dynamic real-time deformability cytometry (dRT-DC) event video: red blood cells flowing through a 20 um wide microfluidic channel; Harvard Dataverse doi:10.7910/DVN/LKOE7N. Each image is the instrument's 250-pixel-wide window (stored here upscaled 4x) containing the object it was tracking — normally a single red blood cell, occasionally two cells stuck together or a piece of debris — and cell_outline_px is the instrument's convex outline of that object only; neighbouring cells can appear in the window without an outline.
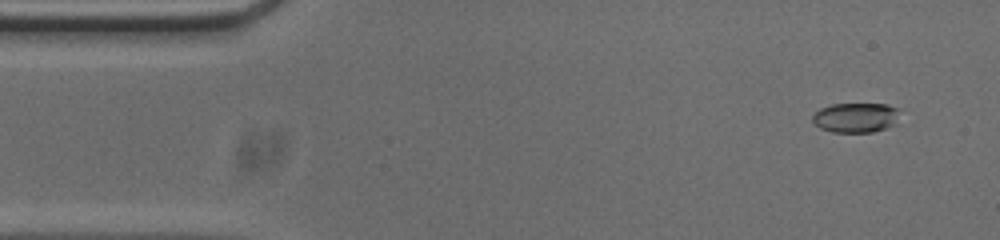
{"species": "common noctule bat (a hibernating species)", "species_latin": "Nyctalus noctula", "temperature_condition": "cold", "stored_images_in_passage": 53, "camera_frame_rate_fps": 3000, "um_per_image_px": 0.085, "animal": {"sex": "male", "body_mass_g": 20.0, "forearm_length_mm": 53.3}, "frame": {"image": 1, "passage_image": 4, "time_ms": 1.0, "image_size_px": [1000, 240], "cell_outline_px": [[900, 108], [892, 124], [884, 128], [872, 132], [832, 132], [820, 128], [812, 120], [812, 116], [820, 108], [832, 104], [888, 104]], "centroid_in_image_um": [72.7, 9.98], "position_along_channel_um": 12.3, "area_um2": 14.91}}
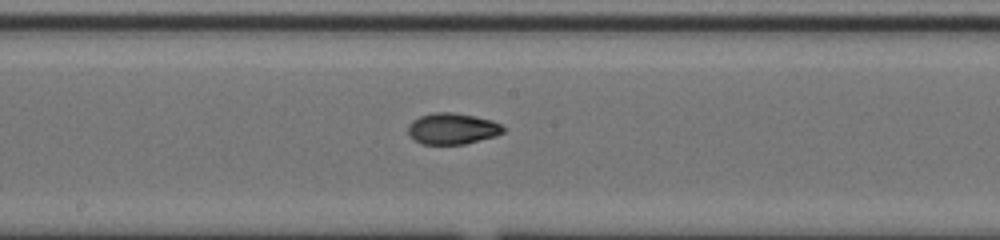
{"frame": {"image": 2, "passage_image": 27, "time_ms": 8.667, "image_size_px": [1000, 240], "cell_outline_px": [[508, 128], [504, 132], [496, 136], [464, 144], [420, 144], [408, 136], [408, 124], [412, 120], [420, 116], [432, 112], [452, 112], [476, 116], [492, 120]], "centroid_in_image_um": [38.45, 10.93], "position_along_channel_um": 209.8, "area_um2": 17.63}}
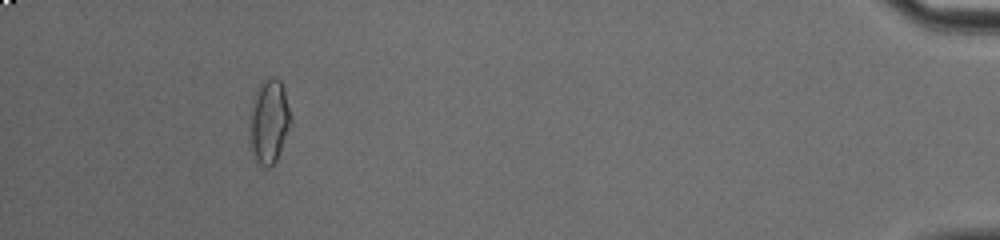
{"frame": {"image": 3, "passage_image": 49, "time_ms": 16.0, "image_size_px": [1000, 240], "cell_outline_px": [[292, 124], [276, 160], [268, 168], [264, 168], [256, 160], [252, 152], [248, 128], [248, 124], [256, 88], [268, 76], [276, 76], [280, 80], [284, 88], [292, 120]], "centroid_in_image_um": [22.87, 10.3], "position_along_channel_um": 412.3, "area_um2": 20.46}, "authors_computed_cell_mechanics": {"area_um2": 16.9932, "velocity_mm_per_s": 3.7935, "shape_relaxation_time_tau1_ms": 4.2288, "shape_relaxation_time_tau2_ms": 1.294, "deformation_change_tau1": 0.164, "deformation_change_tau2": 0.0563}}